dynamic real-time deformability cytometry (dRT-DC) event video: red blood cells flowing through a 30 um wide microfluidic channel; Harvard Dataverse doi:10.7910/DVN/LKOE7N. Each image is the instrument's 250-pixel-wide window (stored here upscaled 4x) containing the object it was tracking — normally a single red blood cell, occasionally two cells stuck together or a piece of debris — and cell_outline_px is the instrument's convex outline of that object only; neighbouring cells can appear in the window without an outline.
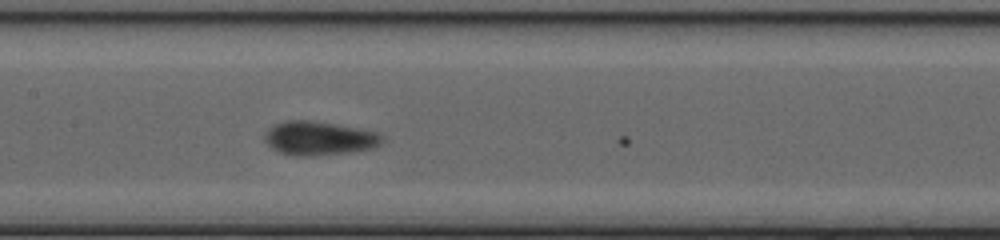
{"species": "common noctule bat (a hibernating species)", "species_latin": "Nyctalus noctula", "temperature_condition": "cold", "stored_images_in_passage": 10, "camera_frame_rate_fps": 3000, "um_per_image_px": 0.085, "animal": {"sex": "female", "body_mass_g": 20.0, "forearm_length_mm": 54.0}, "frame": {"image": 1, "passage_image": 9, "time_ms": 2.667, "image_size_px": [1000, 240], "cell_outline_px": [[384, 140], [380, 144], [372, 148], [352, 152], [304, 156], [296, 156], [280, 152], [268, 144], [264, 140], [264, 132], [268, 128], [276, 124], [288, 120], [312, 120], [336, 124], [376, 132], [384, 136]], "centroid_in_image_um": [27.12, 11.74], "position_along_channel_um": 180.3, "area_um2": 23.06}}